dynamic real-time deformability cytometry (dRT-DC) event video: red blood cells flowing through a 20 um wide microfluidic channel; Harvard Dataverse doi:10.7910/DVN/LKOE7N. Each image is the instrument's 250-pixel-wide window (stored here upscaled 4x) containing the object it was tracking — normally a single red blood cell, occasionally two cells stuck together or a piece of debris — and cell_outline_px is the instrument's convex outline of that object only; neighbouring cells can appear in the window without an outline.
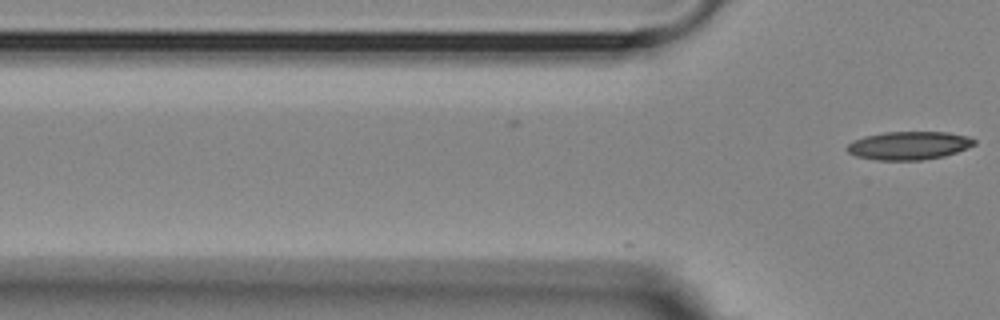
{"species": "Egyptian fruit bat (a non-hibernating species)", "species_latin": "Rousettus aegyptiacus", "temperature_condition": "room temperature", "stored_images_in_passage": 11, "camera_frame_rate_fps": 3000, "um_per_image_px": 0.085, "animal": {"sex": "female"}, "frame": {"image": 1, "passage_image": 11, "time_ms": 3.333, "image_size_px": [1000, 320], "cell_outline_px": [[976, 144], [968, 148], [944, 156], [920, 160], [876, 160], [856, 156], [848, 152], [844, 148], [848, 144], [864, 136], [884, 132], [948, 132], [968, 136], [976, 140]], "centroid_in_image_um": [77.26, 12.37], "position_along_channel_um": 48.5, "area_um2": 20.98}}